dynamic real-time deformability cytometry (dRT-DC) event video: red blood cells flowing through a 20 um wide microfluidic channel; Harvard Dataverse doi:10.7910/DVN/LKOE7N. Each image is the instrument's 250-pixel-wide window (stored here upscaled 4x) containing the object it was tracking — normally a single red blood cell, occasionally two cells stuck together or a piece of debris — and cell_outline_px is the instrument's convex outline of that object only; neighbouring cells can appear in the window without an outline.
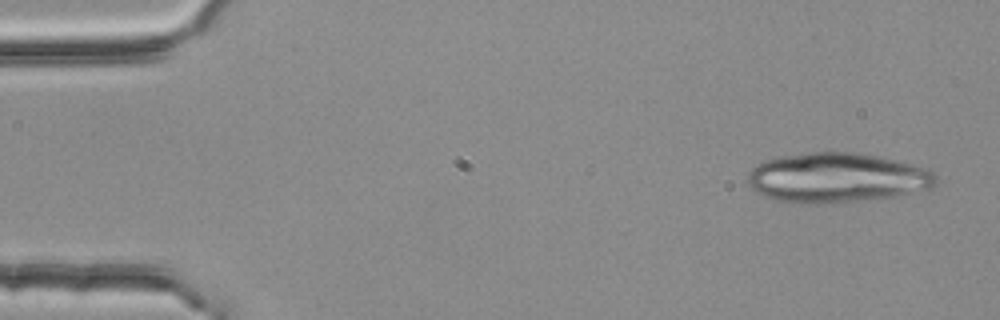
{"species": "common noctule bat (a hibernating species)", "species_latin": "Nyctalus noctula", "temperature_condition": "room temperature", "stored_images_in_passage": 4, "camera_frame_rate_fps": 3000, "um_per_image_px": 0.085, "animal": {"sex": "female", "body_mass_g": 25.1}, "frame": {"image": 1, "passage_image": 1, "time_ms": 0.0, "image_size_px": [1000, 320], "cell_outline_px": [[936, 184], [932, 188], [892, 196], [832, 204], [804, 204], [776, 200], [764, 196], [756, 192], [748, 184], [748, 172], [752, 168], [768, 160], [780, 156], [812, 152], [852, 152], [876, 156], [924, 168], [932, 172], [936, 176]], "centroid_in_image_um": [71.08, 15.13], "position_along_channel_um": 13.9, "area_um2": 54.1}}